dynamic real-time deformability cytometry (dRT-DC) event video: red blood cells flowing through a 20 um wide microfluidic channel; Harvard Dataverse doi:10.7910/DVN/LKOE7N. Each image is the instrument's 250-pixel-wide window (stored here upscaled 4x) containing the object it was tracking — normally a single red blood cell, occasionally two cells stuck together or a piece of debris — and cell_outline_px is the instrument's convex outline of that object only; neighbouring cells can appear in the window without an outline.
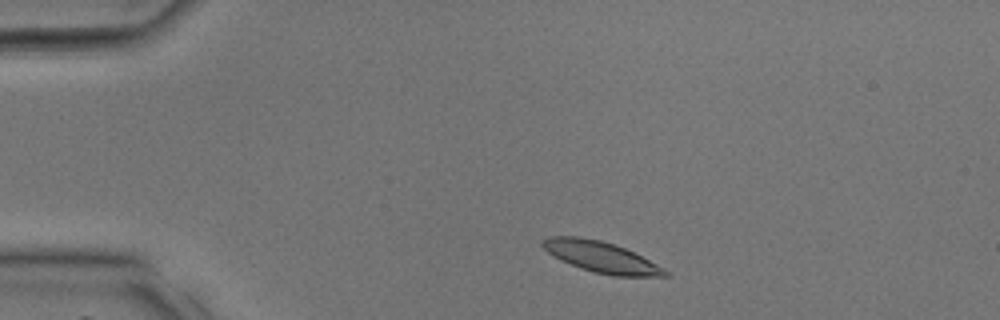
{"species": "common noctule bat (a hibernating species)", "species_latin": "Nyctalus noctula", "temperature_condition": "room temperature", "stored_images_in_passage": 33, "camera_frame_rate_fps": 3000, "um_per_image_px": 0.085, "animal": {"sex": "male", "body_mass_g": 17.9, "forearm_length_mm": 54.2}, "frame": {"image": 1, "passage_image": 3, "time_ms": 0.667, "image_size_px": [1000, 320], "cell_outline_px": [[672, 272], [668, 276], [612, 276], [580, 268], [560, 260], [552, 256], [540, 244], [540, 240], [548, 236], [580, 236], [600, 240], [624, 248]], "centroid_in_image_um": [51.05, 21.84], "position_along_channel_um": 34.0, "area_um2": 22.02}}
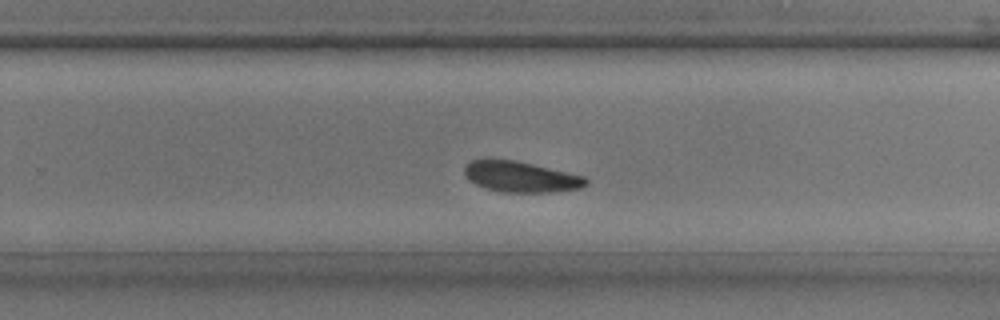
{"frame": {"image": 2, "passage_image": 20, "time_ms": 6.333, "image_size_px": [1000, 320], "cell_outline_px": [[588, 184], [580, 188], [552, 192], [504, 192], [484, 188], [468, 180], [464, 172], [464, 168], [472, 160], [516, 160], [584, 176], [588, 180]], "centroid_in_image_um": [44.28, 15.04], "position_along_channel_um": 285.5, "area_um2": 21.56}}
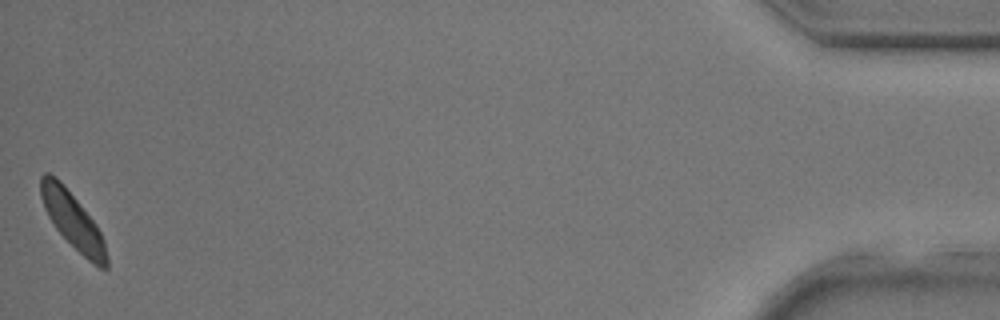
{"frame": {"image": 3, "passage_image": 33, "time_ms": 10.667, "image_size_px": [1000, 320], "cell_outline_px": [[108, 268], [100, 268], [92, 264], [56, 228], [48, 216], [44, 208], [40, 196], [40, 176], [44, 172], [48, 172], [56, 176], [60, 180], [96, 224], [104, 240], [108, 256]], "centroid_in_image_um": [6.18, 18.72], "position_along_channel_um": 429.0, "area_um2": 21.33}}